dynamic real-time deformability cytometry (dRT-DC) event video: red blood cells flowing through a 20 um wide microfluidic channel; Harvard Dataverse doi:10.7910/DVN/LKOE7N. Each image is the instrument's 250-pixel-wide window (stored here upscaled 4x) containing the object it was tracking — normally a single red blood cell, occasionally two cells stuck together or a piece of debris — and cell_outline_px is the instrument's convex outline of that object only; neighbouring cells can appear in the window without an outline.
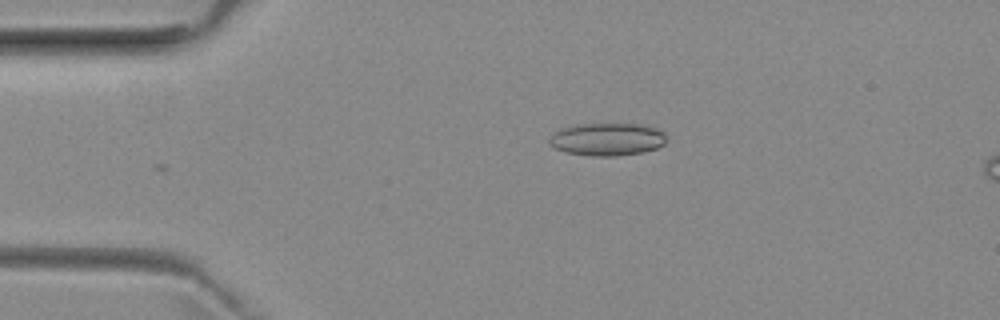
{"species": "common noctule bat (a hibernating species)", "species_latin": "Nyctalus noctula", "temperature_condition": "room temperature", "stored_images_in_passage": 36, "camera_frame_rate_fps": 3000, "um_per_image_px": 0.085, "animal": {"sex": "female", "body_mass_g": 29.2, "forearm_length_mm": 56.3}, "frame": {"image": 1, "passage_image": 1, "time_ms": 0.0, "image_size_px": [1000, 320], "cell_outline_px": [[664, 144], [656, 148], [644, 152], [616, 156], [592, 156], [564, 152], [552, 148], [548, 144], [548, 140], [560, 128], [576, 124], [644, 124], [656, 128], [664, 132]], "centroid_in_image_um": [51.58, 11.84], "position_along_channel_um": 33.4, "area_um2": 22.48}}
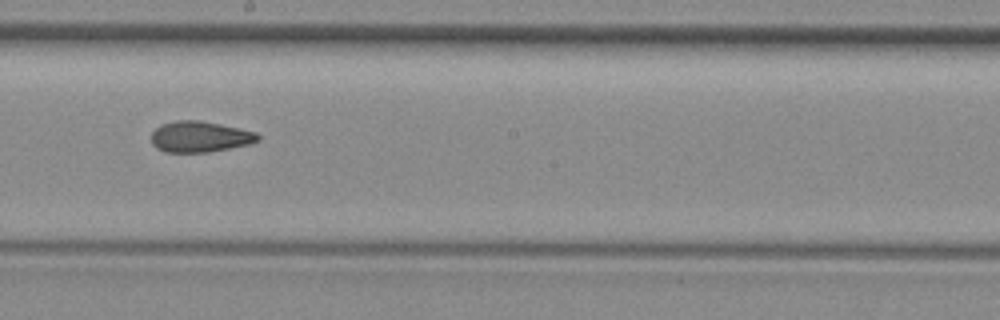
{"frame": {"image": 2, "passage_image": 19, "time_ms": 6.0, "image_size_px": [1000, 320], "cell_outline_px": [[260, 140], [248, 144], [208, 152], [164, 152], [156, 148], [152, 144], [152, 132], [160, 124], [176, 120], [200, 120], [240, 128], [256, 132], [260, 136]], "centroid_in_image_um": [16.97, 11.61], "position_along_channel_um": 231.2, "area_um2": 19.25}}
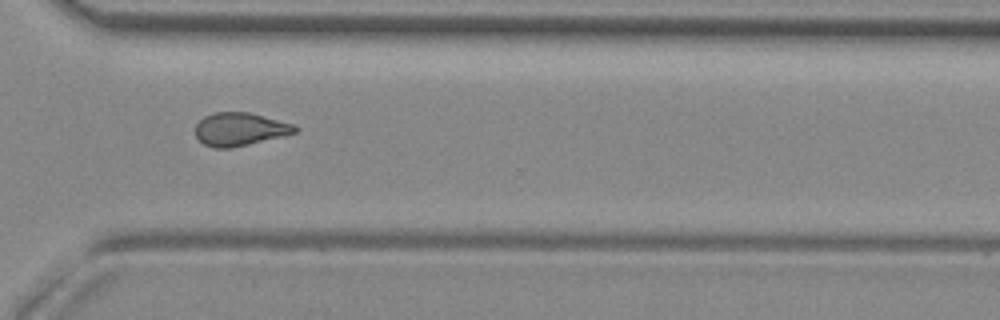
{"frame": {"image": 3, "passage_image": 28, "time_ms": 9.0, "image_size_px": [1000, 320], "cell_outline_px": [[296, 132], [232, 148], [212, 148], [204, 144], [196, 136], [196, 124], [204, 116], [216, 112], [248, 112], [292, 124], [296, 128]], "centroid_in_image_um": [20.32, 10.98], "position_along_channel_um": 350.3, "area_um2": 18.79}, "authors_computed_cell_mechanics": {"area_um2": 19.3341, "velocity_mm_per_s": 3.9752, "shape_relaxation_time_tau1_ms": null, "shape_relaxation_time_tau2_ms": 3.5435, "deformation_change_tau1": null, "deformation_change_tau2": 0.1124}}